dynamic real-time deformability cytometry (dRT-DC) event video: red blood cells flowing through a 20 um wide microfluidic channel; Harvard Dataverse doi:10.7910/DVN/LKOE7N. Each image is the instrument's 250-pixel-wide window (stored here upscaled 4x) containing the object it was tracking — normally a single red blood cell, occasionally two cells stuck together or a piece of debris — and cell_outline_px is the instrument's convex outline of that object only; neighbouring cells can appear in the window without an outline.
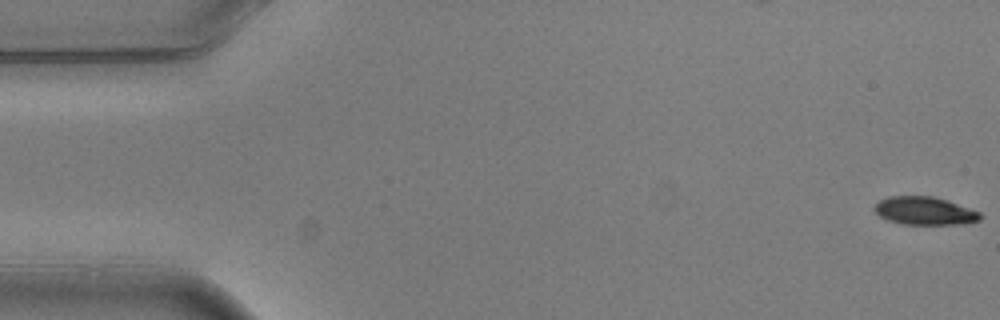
{"species": "common noctule bat (a hibernating species)", "species_latin": "Nyctalus noctula", "temperature_condition": "warm", "stored_images_in_passage": 4, "camera_frame_rate_fps": 3000, "um_per_image_px": 0.085, "animal": {"sex": "male", "body_mass_g": 20.5, "forearm_length_mm": 52.5}, "frame": {"image": 1, "passage_image": 1, "time_ms": 0.0, "image_size_px": [1000, 320], "cell_outline_px": [[980, 220], [964, 224], [904, 224], [888, 220], [880, 216], [872, 208], [880, 200], [888, 196], [932, 196], [948, 200], [980, 212]], "centroid_in_image_um": [78.59, 17.92], "position_along_channel_um": 6.4, "area_um2": 17.22}}
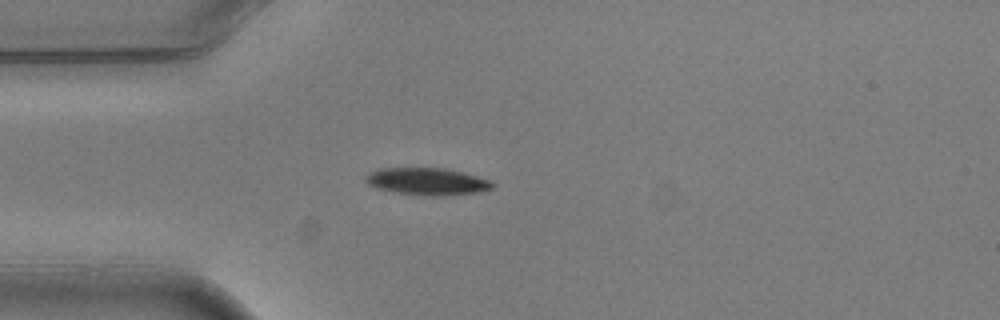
{"frame": {"image": 2, "passage_image": 4, "time_ms": 1.0, "image_size_px": [1000, 320], "cell_outline_px": [[496, 184], [492, 188], [476, 192], [444, 196], [432, 196], [396, 192], [376, 188], [368, 184], [364, 180], [364, 176], [368, 172], [380, 168], [448, 168], [464, 172], [488, 180]], "centroid_in_image_um": [36.27, 15.41], "position_along_channel_um": 48.7, "area_um2": 20.11}}